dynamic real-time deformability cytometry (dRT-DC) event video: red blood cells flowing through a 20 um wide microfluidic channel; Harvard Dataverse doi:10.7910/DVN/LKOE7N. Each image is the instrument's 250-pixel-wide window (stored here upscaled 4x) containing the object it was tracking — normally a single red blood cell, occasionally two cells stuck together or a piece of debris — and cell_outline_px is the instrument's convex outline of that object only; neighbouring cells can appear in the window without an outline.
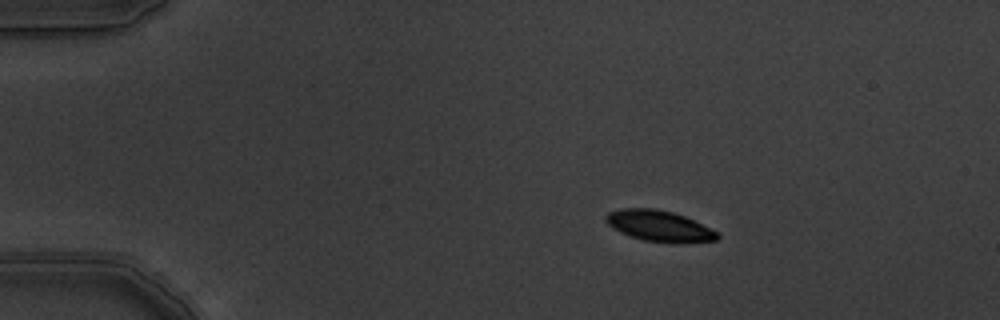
{"species": "common noctule bat (a hibernating species)", "species_latin": "Nyctalus noctula", "temperature_condition": "warm", "stored_images_in_passage": 5, "camera_frame_rate_fps": 3000, "um_per_image_px": 0.085, "animal": {"sex": "male", "body_mass_g": 19.5, "forearm_length_mm": 54.6}, "frame": {"image": 1, "passage_image": 3, "time_ms": 0.667, "image_size_px": [1000, 320], "cell_outline_px": [[720, 236], [716, 240], [644, 240], [620, 232], [612, 228], [604, 220], [604, 216], [608, 212], [620, 208], [656, 208], [672, 212], [684, 216], [720, 232]], "centroid_in_image_um": [55.95, 19.14], "position_along_channel_um": 29.1, "area_um2": 19.31}}